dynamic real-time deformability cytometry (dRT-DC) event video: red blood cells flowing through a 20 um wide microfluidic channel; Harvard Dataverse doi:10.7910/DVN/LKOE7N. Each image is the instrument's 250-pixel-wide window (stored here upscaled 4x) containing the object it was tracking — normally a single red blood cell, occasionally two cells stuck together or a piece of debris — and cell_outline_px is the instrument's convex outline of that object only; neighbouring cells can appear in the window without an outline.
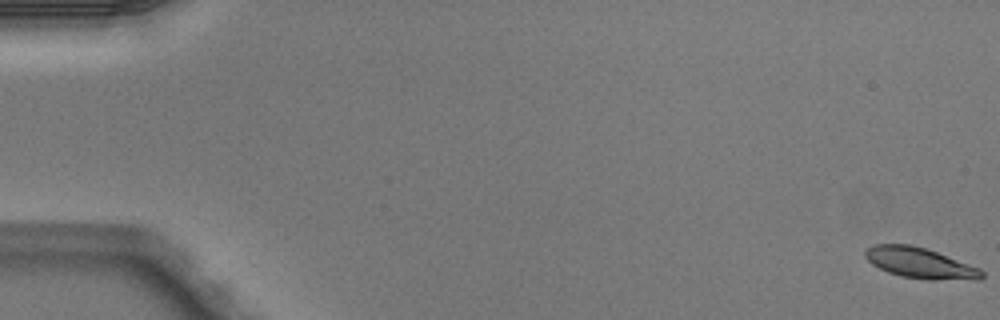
{"species": "Egyptian fruit bat (a non-hibernating species)", "species_latin": "Rousettus aegyptiacus", "temperature_condition": "warm", "stored_images_in_passage": 6, "segment_of_instrument_passage": [1, 2], "camera_frame_rate_fps": 3000, "um_per_image_px": 0.085, "animal": {"sex": "male"}, "frame": {"image": 1, "passage_image": 1, "time_ms": 0.0, "image_size_px": [1000, 320], "cell_outline_px": [[984, 276], [980, 280], [928, 280], [900, 276], [888, 272], [872, 264], [864, 256], [864, 252], [872, 244], [912, 244], [936, 252], [980, 268], [984, 272]], "centroid_in_image_um": [78.22, 22.37], "position_along_channel_um": 6.8, "area_um2": 20.92}}